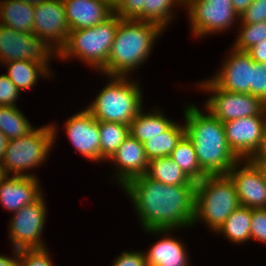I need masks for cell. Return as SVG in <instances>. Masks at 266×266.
Returning a JSON list of instances; mask_svg holds the SVG:
<instances>
[{
    "instance_id": "obj_10",
    "label": "cell",
    "mask_w": 266,
    "mask_h": 266,
    "mask_svg": "<svg viewBox=\"0 0 266 266\" xmlns=\"http://www.w3.org/2000/svg\"><path fill=\"white\" fill-rule=\"evenodd\" d=\"M58 53L33 33L18 32L0 24V63L30 60L44 66L51 74L49 60ZM50 69V70H49Z\"/></svg>"
},
{
    "instance_id": "obj_42",
    "label": "cell",
    "mask_w": 266,
    "mask_h": 266,
    "mask_svg": "<svg viewBox=\"0 0 266 266\" xmlns=\"http://www.w3.org/2000/svg\"><path fill=\"white\" fill-rule=\"evenodd\" d=\"M232 6L239 17L245 12V10L253 3L254 0H231Z\"/></svg>"
},
{
    "instance_id": "obj_23",
    "label": "cell",
    "mask_w": 266,
    "mask_h": 266,
    "mask_svg": "<svg viewBox=\"0 0 266 266\" xmlns=\"http://www.w3.org/2000/svg\"><path fill=\"white\" fill-rule=\"evenodd\" d=\"M174 121L168 119L160 109L145 113L142 109L129 125V133L142 144L149 136L159 135L164 132Z\"/></svg>"
},
{
    "instance_id": "obj_43",
    "label": "cell",
    "mask_w": 266,
    "mask_h": 266,
    "mask_svg": "<svg viewBox=\"0 0 266 266\" xmlns=\"http://www.w3.org/2000/svg\"><path fill=\"white\" fill-rule=\"evenodd\" d=\"M7 142H8V139H7L6 136L0 131V161H2V159H3V154H4V152H5Z\"/></svg>"
},
{
    "instance_id": "obj_40",
    "label": "cell",
    "mask_w": 266,
    "mask_h": 266,
    "mask_svg": "<svg viewBox=\"0 0 266 266\" xmlns=\"http://www.w3.org/2000/svg\"><path fill=\"white\" fill-rule=\"evenodd\" d=\"M247 52L256 63H266V39L258 42Z\"/></svg>"
},
{
    "instance_id": "obj_27",
    "label": "cell",
    "mask_w": 266,
    "mask_h": 266,
    "mask_svg": "<svg viewBox=\"0 0 266 266\" xmlns=\"http://www.w3.org/2000/svg\"><path fill=\"white\" fill-rule=\"evenodd\" d=\"M251 219L252 209L239 206L225 220L216 233H222L229 241L237 245L244 244L250 240Z\"/></svg>"
},
{
    "instance_id": "obj_9",
    "label": "cell",
    "mask_w": 266,
    "mask_h": 266,
    "mask_svg": "<svg viewBox=\"0 0 266 266\" xmlns=\"http://www.w3.org/2000/svg\"><path fill=\"white\" fill-rule=\"evenodd\" d=\"M184 7L191 33L197 38L224 32L240 20L231 0H185Z\"/></svg>"
},
{
    "instance_id": "obj_32",
    "label": "cell",
    "mask_w": 266,
    "mask_h": 266,
    "mask_svg": "<svg viewBox=\"0 0 266 266\" xmlns=\"http://www.w3.org/2000/svg\"><path fill=\"white\" fill-rule=\"evenodd\" d=\"M18 266H54L50 253L45 248L19 250Z\"/></svg>"
},
{
    "instance_id": "obj_38",
    "label": "cell",
    "mask_w": 266,
    "mask_h": 266,
    "mask_svg": "<svg viewBox=\"0 0 266 266\" xmlns=\"http://www.w3.org/2000/svg\"><path fill=\"white\" fill-rule=\"evenodd\" d=\"M112 266H147L145 254L142 251H124L117 256Z\"/></svg>"
},
{
    "instance_id": "obj_31",
    "label": "cell",
    "mask_w": 266,
    "mask_h": 266,
    "mask_svg": "<svg viewBox=\"0 0 266 266\" xmlns=\"http://www.w3.org/2000/svg\"><path fill=\"white\" fill-rule=\"evenodd\" d=\"M240 33L237 36L233 49L248 51L258 42L266 39V21L255 24H240Z\"/></svg>"
},
{
    "instance_id": "obj_8",
    "label": "cell",
    "mask_w": 266,
    "mask_h": 266,
    "mask_svg": "<svg viewBox=\"0 0 266 266\" xmlns=\"http://www.w3.org/2000/svg\"><path fill=\"white\" fill-rule=\"evenodd\" d=\"M200 83L198 87L202 92L205 90L210 93L204 111H208L223 123L243 117L266 115V104L250 93H234L220 89L209 78Z\"/></svg>"
},
{
    "instance_id": "obj_13",
    "label": "cell",
    "mask_w": 266,
    "mask_h": 266,
    "mask_svg": "<svg viewBox=\"0 0 266 266\" xmlns=\"http://www.w3.org/2000/svg\"><path fill=\"white\" fill-rule=\"evenodd\" d=\"M228 175L236 187L240 206L266 209V175L262 167L248 159L238 160Z\"/></svg>"
},
{
    "instance_id": "obj_29",
    "label": "cell",
    "mask_w": 266,
    "mask_h": 266,
    "mask_svg": "<svg viewBox=\"0 0 266 266\" xmlns=\"http://www.w3.org/2000/svg\"><path fill=\"white\" fill-rule=\"evenodd\" d=\"M16 107L0 106V131L8 140L28 135L35 127Z\"/></svg>"
},
{
    "instance_id": "obj_4",
    "label": "cell",
    "mask_w": 266,
    "mask_h": 266,
    "mask_svg": "<svg viewBox=\"0 0 266 266\" xmlns=\"http://www.w3.org/2000/svg\"><path fill=\"white\" fill-rule=\"evenodd\" d=\"M239 206L236 187L228 174L207 175L196 183L192 227L202 221L217 232Z\"/></svg>"
},
{
    "instance_id": "obj_28",
    "label": "cell",
    "mask_w": 266,
    "mask_h": 266,
    "mask_svg": "<svg viewBox=\"0 0 266 266\" xmlns=\"http://www.w3.org/2000/svg\"><path fill=\"white\" fill-rule=\"evenodd\" d=\"M100 134V161L109 160L128 137L129 125L98 121Z\"/></svg>"
},
{
    "instance_id": "obj_11",
    "label": "cell",
    "mask_w": 266,
    "mask_h": 266,
    "mask_svg": "<svg viewBox=\"0 0 266 266\" xmlns=\"http://www.w3.org/2000/svg\"><path fill=\"white\" fill-rule=\"evenodd\" d=\"M46 201L42 194L32 204L14 212L9 223V238L13 249L45 248L42 240L46 221Z\"/></svg>"
},
{
    "instance_id": "obj_24",
    "label": "cell",
    "mask_w": 266,
    "mask_h": 266,
    "mask_svg": "<svg viewBox=\"0 0 266 266\" xmlns=\"http://www.w3.org/2000/svg\"><path fill=\"white\" fill-rule=\"evenodd\" d=\"M186 134L185 124L181 126L173 122L164 132L159 135L149 136L143 143L148 160L170 156L177 143Z\"/></svg>"
},
{
    "instance_id": "obj_16",
    "label": "cell",
    "mask_w": 266,
    "mask_h": 266,
    "mask_svg": "<svg viewBox=\"0 0 266 266\" xmlns=\"http://www.w3.org/2000/svg\"><path fill=\"white\" fill-rule=\"evenodd\" d=\"M65 132L73 147L90 161L100 162L98 121L84 108L66 120Z\"/></svg>"
},
{
    "instance_id": "obj_46",
    "label": "cell",
    "mask_w": 266,
    "mask_h": 266,
    "mask_svg": "<svg viewBox=\"0 0 266 266\" xmlns=\"http://www.w3.org/2000/svg\"><path fill=\"white\" fill-rule=\"evenodd\" d=\"M19 1L27 2V3L33 4V5H37L38 3L43 2V1H47V0H19Z\"/></svg>"
},
{
    "instance_id": "obj_3",
    "label": "cell",
    "mask_w": 266,
    "mask_h": 266,
    "mask_svg": "<svg viewBox=\"0 0 266 266\" xmlns=\"http://www.w3.org/2000/svg\"><path fill=\"white\" fill-rule=\"evenodd\" d=\"M163 29L150 22L121 19L117 26L106 68L101 74L129 76L152 53L156 39Z\"/></svg>"
},
{
    "instance_id": "obj_5",
    "label": "cell",
    "mask_w": 266,
    "mask_h": 266,
    "mask_svg": "<svg viewBox=\"0 0 266 266\" xmlns=\"http://www.w3.org/2000/svg\"><path fill=\"white\" fill-rule=\"evenodd\" d=\"M110 81L85 107L97 121L130 125L143 109L142 92L137 81L129 76H107ZM137 82V83H136Z\"/></svg>"
},
{
    "instance_id": "obj_19",
    "label": "cell",
    "mask_w": 266,
    "mask_h": 266,
    "mask_svg": "<svg viewBox=\"0 0 266 266\" xmlns=\"http://www.w3.org/2000/svg\"><path fill=\"white\" fill-rule=\"evenodd\" d=\"M172 230H144L148 234H163L160 240L154 242L144 251L147 266H189L188 251L183 242L170 236ZM169 234V235H166Z\"/></svg>"
},
{
    "instance_id": "obj_1",
    "label": "cell",
    "mask_w": 266,
    "mask_h": 266,
    "mask_svg": "<svg viewBox=\"0 0 266 266\" xmlns=\"http://www.w3.org/2000/svg\"><path fill=\"white\" fill-rule=\"evenodd\" d=\"M196 185H166L135 177L121 189L133 203L144 230H177L193 224Z\"/></svg>"
},
{
    "instance_id": "obj_21",
    "label": "cell",
    "mask_w": 266,
    "mask_h": 266,
    "mask_svg": "<svg viewBox=\"0 0 266 266\" xmlns=\"http://www.w3.org/2000/svg\"><path fill=\"white\" fill-rule=\"evenodd\" d=\"M34 6L19 0H0V24L18 32L33 33Z\"/></svg>"
},
{
    "instance_id": "obj_17",
    "label": "cell",
    "mask_w": 266,
    "mask_h": 266,
    "mask_svg": "<svg viewBox=\"0 0 266 266\" xmlns=\"http://www.w3.org/2000/svg\"><path fill=\"white\" fill-rule=\"evenodd\" d=\"M108 161L117 166L114 180L121 188L131 179L145 175L149 163L143 144L130 134Z\"/></svg>"
},
{
    "instance_id": "obj_39",
    "label": "cell",
    "mask_w": 266,
    "mask_h": 266,
    "mask_svg": "<svg viewBox=\"0 0 266 266\" xmlns=\"http://www.w3.org/2000/svg\"><path fill=\"white\" fill-rule=\"evenodd\" d=\"M248 160L259 167L266 168V129L258 148Z\"/></svg>"
},
{
    "instance_id": "obj_15",
    "label": "cell",
    "mask_w": 266,
    "mask_h": 266,
    "mask_svg": "<svg viewBox=\"0 0 266 266\" xmlns=\"http://www.w3.org/2000/svg\"><path fill=\"white\" fill-rule=\"evenodd\" d=\"M232 152L240 159H249L258 148L266 129V115L238 118L223 123Z\"/></svg>"
},
{
    "instance_id": "obj_33",
    "label": "cell",
    "mask_w": 266,
    "mask_h": 266,
    "mask_svg": "<svg viewBox=\"0 0 266 266\" xmlns=\"http://www.w3.org/2000/svg\"><path fill=\"white\" fill-rule=\"evenodd\" d=\"M147 7V0H119L113 13L120 19L135 20Z\"/></svg>"
},
{
    "instance_id": "obj_12",
    "label": "cell",
    "mask_w": 266,
    "mask_h": 266,
    "mask_svg": "<svg viewBox=\"0 0 266 266\" xmlns=\"http://www.w3.org/2000/svg\"><path fill=\"white\" fill-rule=\"evenodd\" d=\"M33 34L44 40L57 53L67 43L70 28L62 0H47L34 6Z\"/></svg>"
},
{
    "instance_id": "obj_20",
    "label": "cell",
    "mask_w": 266,
    "mask_h": 266,
    "mask_svg": "<svg viewBox=\"0 0 266 266\" xmlns=\"http://www.w3.org/2000/svg\"><path fill=\"white\" fill-rule=\"evenodd\" d=\"M62 1L70 31L93 27L113 14V10L100 0Z\"/></svg>"
},
{
    "instance_id": "obj_6",
    "label": "cell",
    "mask_w": 266,
    "mask_h": 266,
    "mask_svg": "<svg viewBox=\"0 0 266 266\" xmlns=\"http://www.w3.org/2000/svg\"><path fill=\"white\" fill-rule=\"evenodd\" d=\"M121 19L114 13L104 22L90 28L72 30L58 57L63 61L77 57L100 73L106 68L113 40ZM70 57V58H69Z\"/></svg>"
},
{
    "instance_id": "obj_36",
    "label": "cell",
    "mask_w": 266,
    "mask_h": 266,
    "mask_svg": "<svg viewBox=\"0 0 266 266\" xmlns=\"http://www.w3.org/2000/svg\"><path fill=\"white\" fill-rule=\"evenodd\" d=\"M240 23L255 24L266 21V0H254L240 17Z\"/></svg>"
},
{
    "instance_id": "obj_35",
    "label": "cell",
    "mask_w": 266,
    "mask_h": 266,
    "mask_svg": "<svg viewBox=\"0 0 266 266\" xmlns=\"http://www.w3.org/2000/svg\"><path fill=\"white\" fill-rule=\"evenodd\" d=\"M250 239L266 244V209H252Z\"/></svg>"
},
{
    "instance_id": "obj_45",
    "label": "cell",
    "mask_w": 266,
    "mask_h": 266,
    "mask_svg": "<svg viewBox=\"0 0 266 266\" xmlns=\"http://www.w3.org/2000/svg\"><path fill=\"white\" fill-rule=\"evenodd\" d=\"M7 176H8V175H7V173H6L5 170H4L3 164H2V162L0 161V182H1L2 180H4Z\"/></svg>"
},
{
    "instance_id": "obj_37",
    "label": "cell",
    "mask_w": 266,
    "mask_h": 266,
    "mask_svg": "<svg viewBox=\"0 0 266 266\" xmlns=\"http://www.w3.org/2000/svg\"><path fill=\"white\" fill-rule=\"evenodd\" d=\"M253 96L266 104V63H256L254 61Z\"/></svg>"
},
{
    "instance_id": "obj_18",
    "label": "cell",
    "mask_w": 266,
    "mask_h": 266,
    "mask_svg": "<svg viewBox=\"0 0 266 266\" xmlns=\"http://www.w3.org/2000/svg\"><path fill=\"white\" fill-rule=\"evenodd\" d=\"M38 177L7 176L0 182V204L14 213L32 204L42 193Z\"/></svg>"
},
{
    "instance_id": "obj_44",
    "label": "cell",
    "mask_w": 266,
    "mask_h": 266,
    "mask_svg": "<svg viewBox=\"0 0 266 266\" xmlns=\"http://www.w3.org/2000/svg\"><path fill=\"white\" fill-rule=\"evenodd\" d=\"M105 3L108 7H110L113 11L117 7L119 0H100Z\"/></svg>"
},
{
    "instance_id": "obj_2",
    "label": "cell",
    "mask_w": 266,
    "mask_h": 266,
    "mask_svg": "<svg viewBox=\"0 0 266 266\" xmlns=\"http://www.w3.org/2000/svg\"><path fill=\"white\" fill-rule=\"evenodd\" d=\"M198 108L190 103L183 112L186 135L193 143L199 166L207 175L228 174L240 159L228 145L223 122Z\"/></svg>"
},
{
    "instance_id": "obj_22",
    "label": "cell",
    "mask_w": 266,
    "mask_h": 266,
    "mask_svg": "<svg viewBox=\"0 0 266 266\" xmlns=\"http://www.w3.org/2000/svg\"><path fill=\"white\" fill-rule=\"evenodd\" d=\"M3 65L7 67L5 74L20 92L30 90L40 77L50 79V76L53 75L44 66L30 60H16Z\"/></svg>"
},
{
    "instance_id": "obj_14",
    "label": "cell",
    "mask_w": 266,
    "mask_h": 266,
    "mask_svg": "<svg viewBox=\"0 0 266 266\" xmlns=\"http://www.w3.org/2000/svg\"><path fill=\"white\" fill-rule=\"evenodd\" d=\"M224 60L221 69L209 77L210 80L220 89L253 95L254 60L249 53L232 48Z\"/></svg>"
},
{
    "instance_id": "obj_25",
    "label": "cell",
    "mask_w": 266,
    "mask_h": 266,
    "mask_svg": "<svg viewBox=\"0 0 266 266\" xmlns=\"http://www.w3.org/2000/svg\"><path fill=\"white\" fill-rule=\"evenodd\" d=\"M145 176L166 185H196L169 156L150 160Z\"/></svg>"
},
{
    "instance_id": "obj_26",
    "label": "cell",
    "mask_w": 266,
    "mask_h": 266,
    "mask_svg": "<svg viewBox=\"0 0 266 266\" xmlns=\"http://www.w3.org/2000/svg\"><path fill=\"white\" fill-rule=\"evenodd\" d=\"M169 157L191 181L198 183L207 176L200 168L193 143L186 134L177 143Z\"/></svg>"
},
{
    "instance_id": "obj_30",
    "label": "cell",
    "mask_w": 266,
    "mask_h": 266,
    "mask_svg": "<svg viewBox=\"0 0 266 266\" xmlns=\"http://www.w3.org/2000/svg\"><path fill=\"white\" fill-rule=\"evenodd\" d=\"M180 5L184 6L185 0H147V7L135 20L154 23L165 30L172 22L174 6Z\"/></svg>"
},
{
    "instance_id": "obj_41",
    "label": "cell",
    "mask_w": 266,
    "mask_h": 266,
    "mask_svg": "<svg viewBox=\"0 0 266 266\" xmlns=\"http://www.w3.org/2000/svg\"><path fill=\"white\" fill-rule=\"evenodd\" d=\"M13 258L7 255H0V266H18L19 250L13 249Z\"/></svg>"
},
{
    "instance_id": "obj_34",
    "label": "cell",
    "mask_w": 266,
    "mask_h": 266,
    "mask_svg": "<svg viewBox=\"0 0 266 266\" xmlns=\"http://www.w3.org/2000/svg\"><path fill=\"white\" fill-rule=\"evenodd\" d=\"M20 93L6 74H0V106L16 107Z\"/></svg>"
},
{
    "instance_id": "obj_7",
    "label": "cell",
    "mask_w": 266,
    "mask_h": 266,
    "mask_svg": "<svg viewBox=\"0 0 266 266\" xmlns=\"http://www.w3.org/2000/svg\"><path fill=\"white\" fill-rule=\"evenodd\" d=\"M57 131L56 124L49 123L36 127L26 136L8 140L1 161L7 175L37 177L26 171L45 162L57 139Z\"/></svg>"
}]
</instances>
